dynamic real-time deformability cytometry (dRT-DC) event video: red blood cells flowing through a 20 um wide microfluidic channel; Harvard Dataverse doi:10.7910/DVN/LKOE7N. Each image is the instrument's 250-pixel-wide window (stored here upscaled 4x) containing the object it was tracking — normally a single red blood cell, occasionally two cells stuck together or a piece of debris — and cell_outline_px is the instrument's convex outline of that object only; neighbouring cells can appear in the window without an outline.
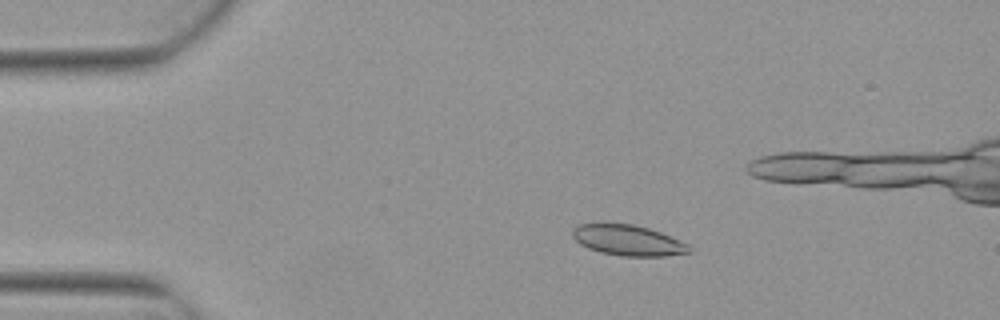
{"species": "Egyptian fruit bat (a non-hibernating species)", "species_latin": "Rousettus aegyptiacus", "temperature_condition": "warm", "stored_images_in_passage": 5, "camera_frame_rate_fps": 3000, "um_per_image_px": 0.085, "animal": {"sex": "female"}, "frame": {"image": 1, "passage_image": 4, "time_ms": 1.0, "image_size_px": [1000, 320], "cell_outline_px": [[692, 252], [664, 256], [620, 256], [600, 252], [588, 248], [580, 244], [572, 236], [572, 228], [580, 224], [632, 224], [648, 228], [660, 232], [680, 240], [688, 244], [692, 248]], "centroid_in_image_um": [53.39, 20.44], "position_along_channel_um": 31.6, "area_um2": 20.75}}